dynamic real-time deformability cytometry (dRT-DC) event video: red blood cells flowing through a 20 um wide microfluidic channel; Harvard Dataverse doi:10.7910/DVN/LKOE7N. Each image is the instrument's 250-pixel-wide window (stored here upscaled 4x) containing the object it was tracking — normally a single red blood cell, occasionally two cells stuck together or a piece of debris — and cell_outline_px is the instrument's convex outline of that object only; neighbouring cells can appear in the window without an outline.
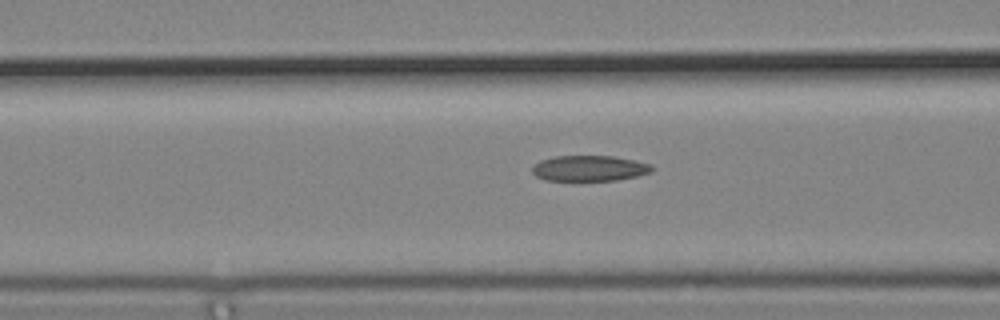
{"species": "common noctule bat (a hibernating species)", "species_latin": "Nyctalus noctula", "temperature_condition": "cold", "stored_images_in_passage": 24, "camera_frame_rate_fps": 3000, "um_per_image_px": 0.085, "animal": {"sex": "male", "body_mass_g": 19.2, "forearm_length_mm": 51.8}, "frame": {"image": 1, "passage_image": 5, "time_ms": 1.333, "image_size_px": [1000, 320], "cell_outline_px": [[656, 168], [652, 172], [636, 176], [616, 180], [544, 180], [536, 176], [532, 172], [532, 168], [540, 160], [552, 156], [612, 156], [652, 164]], "centroid_in_image_um": [50.11, 14.3], "position_along_channel_um": 116.5, "area_um2": 17.86}}
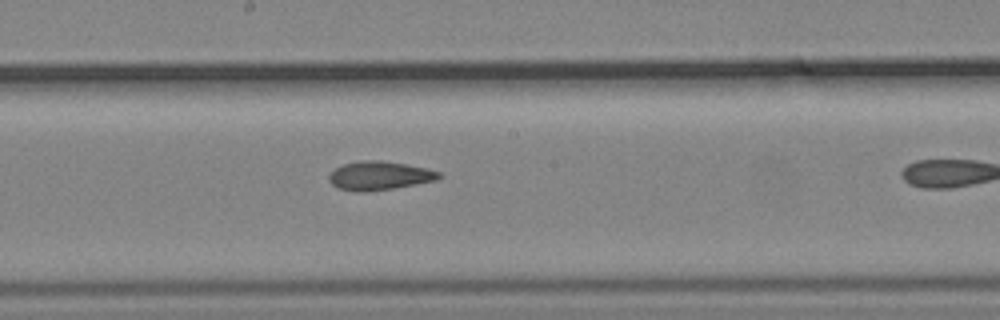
{"frame": {"image": 2, "passage_image": 13, "time_ms": 4.0, "image_size_px": [1000, 320], "cell_outline_px": [[444, 176], [436, 180], [392, 188], [364, 192], [360, 192], [336, 188], [328, 180], [328, 176], [336, 168], [344, 164], [360, 160], [380, 160], [428, 168], [440, 172]], "centroid_in_image_um": [32.25, 14.93], "position_along_channel_um": 216.0, "area_um2": 18.32}}
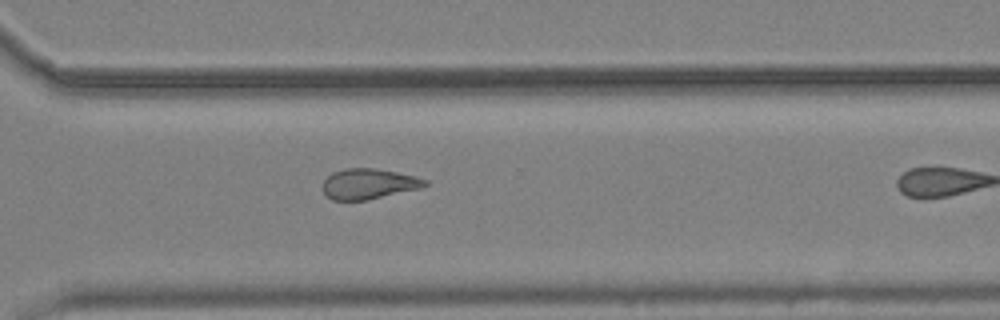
{"frame": {"image": 3, "passage_image": 23, "time_ms": 7.333, "image_size_px": [1000, 320], "cell_outline_px": [[428, 184], [420, 188], [368, 200], [332, 200], [324, 192], [324, 180], [332, 172], [344, 168], [376, 168], [416, 176], [428, 180]], "centroid_in_image_um": [31.35, 15.62], "position_along_channel_um": 339.2, "area_um2": 18.09}}